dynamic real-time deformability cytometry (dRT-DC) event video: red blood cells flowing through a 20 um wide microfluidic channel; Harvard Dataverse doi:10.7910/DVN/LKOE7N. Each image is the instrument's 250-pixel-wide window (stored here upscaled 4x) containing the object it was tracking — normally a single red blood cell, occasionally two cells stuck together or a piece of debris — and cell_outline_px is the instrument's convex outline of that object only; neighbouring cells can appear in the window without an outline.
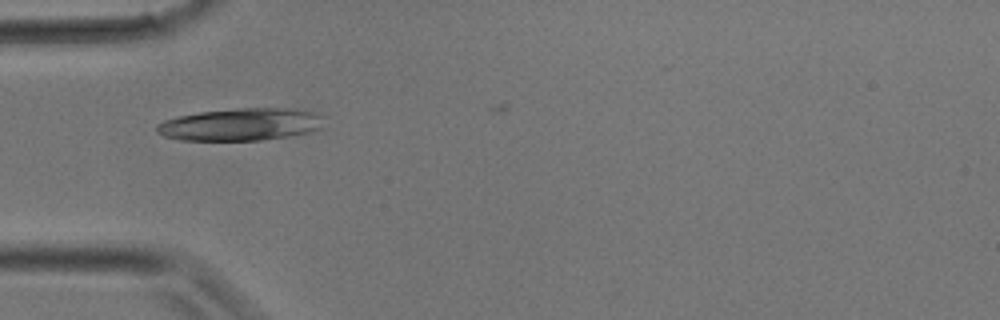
{"species": "common noctule bat (a hibernating species)", "species_latin": "Nyctalus noctula", "temperature_condition": "room temperature", "stored_images_in_passage": 17, "camera_frame_rate_fps": 3000, "um_per_image_px": 0.085, "animal": {"sex": "male", "body_mass_g": 17.9}, "frame": {"image": 1, "passage_image": 1, "time_ms": 0.0, "image_size_px": [1000, 320], "cell_outline_px": [[320, 128], [312, 132], [288, 136], [260, 140], [180, 140], [164, 136], [156, 132], [156, 124], [164, 120], [176, 116], [200, 112], [240, 108], [292, 108], [316, 112], [320, 116]], "centroid_in_image_um": [20.41, 10.57], "position_along_channel_um": 64.6, "area_um2": 31.5}}
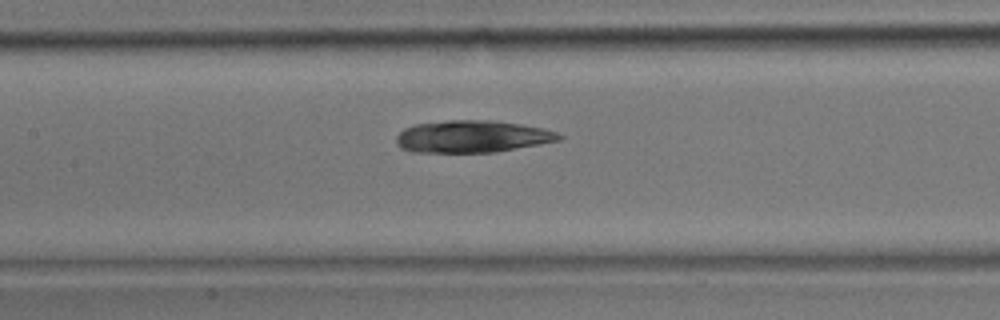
{"frame": {"image": 2, "passage_image": 6, "time_ms": 1.667, "image_size_px": [1000, 320], "cell_outline_px": [[564, 136], [560, 140], [540, 144], [496, 152], [412, 152], [400, 148], [396, 144], [396, 136], [404, 128], [416, 124], [448, 120], [488, 120], [520, 124], [544, 128], [556, 132]], "centroid_in_image_um": [40.12, 11.6], "position_along_channel_um": 167.3, "area_um2": 30.52}}
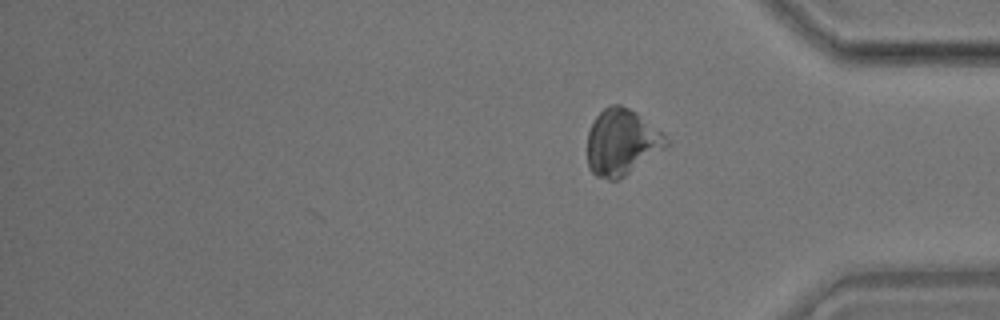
{"frame": {"image": 3, "passage_image": 17, "time_ms": 5.333, "image_size_px": [1000, 320], "cell_outline_px": [[668, 144], [620, 180], [608, 180], [596, 176], [588, 168], [588, 132], [596, 116], [604, 108], [612, 104], [620, 104], [636, 112], [660, 132], [668, 140]], "centroid_in_image_um": [52.79, 12.1], "position_along_channel_um": 382.4, "area_um2": 29.88}}